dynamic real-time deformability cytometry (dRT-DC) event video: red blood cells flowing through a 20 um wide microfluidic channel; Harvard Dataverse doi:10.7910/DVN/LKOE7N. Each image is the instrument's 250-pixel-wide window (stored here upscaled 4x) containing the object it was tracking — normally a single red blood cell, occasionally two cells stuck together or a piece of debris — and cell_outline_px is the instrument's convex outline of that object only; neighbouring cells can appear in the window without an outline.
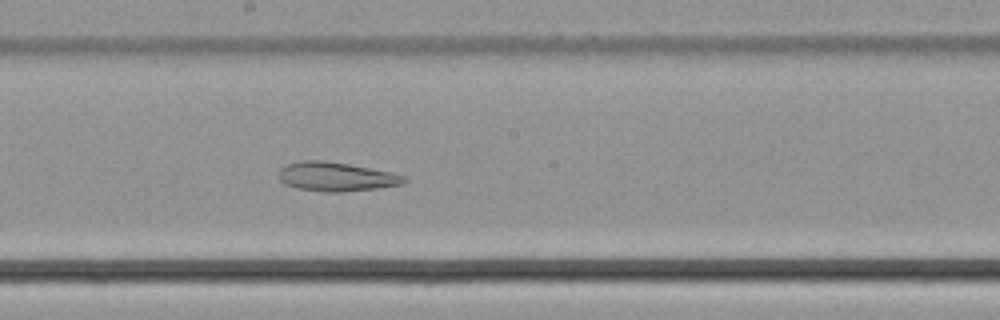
{"species": "common noctule bat (a hibernating species)", "species_latin": "Nyctalus noctula", "temperature_condition": "cold", "stored_images_in_passage": 50, "camera_frame_rate_fps": 3000, "um_per_image_px": 0.085, "animal": {"sex": "male", "body_mass_g": 21.5, "forearm_length_mm": 52.0}, "frame": {"image": 1, "passage_image": 27, "time_ms": 8.667, "image_size_px": [1000, 320], "cell_outline_px": [[408, 180], [404, 184], [376, 188], [344, 192], [324, 192], [296, 188], [284, 184], [280, 180], [280, 168], [288, 164], [300, 160], [320, 160], [348, 164], [392, 172], [408, 176]], "centroid_in_image_um": [28.61, 15.02], "position_along_channel_um": 219.6, "area_um2": 21.33}}
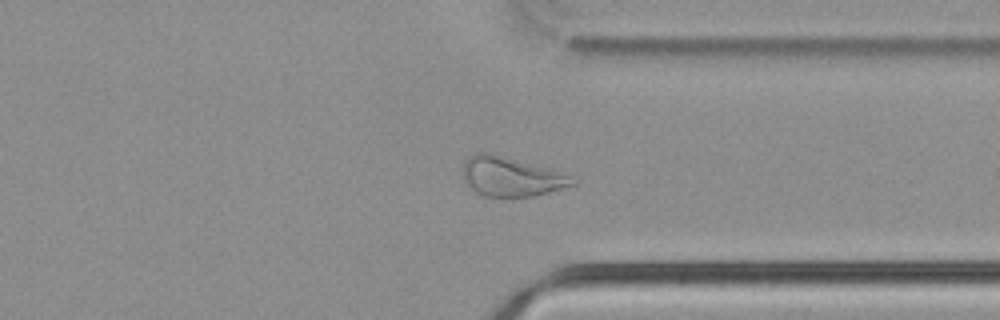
{"frame": {"image": 2, "passage_image": 38, "time_ms": 12.333, "image_size_px": [1000, 320], "cell_outline_px": [[576, 184], [548, 192], [532, 196], [512, 200], [500, 200], [480, 196], [472, 192], [464, 184], [464, 160], [468, 156], [476, 152], [484, 152], [552, 168], [576, 180]], "centroid_in_image_um": [43.37, 15.08], "position_along_channel_um": 368.0, "area_um2": 26.07}}
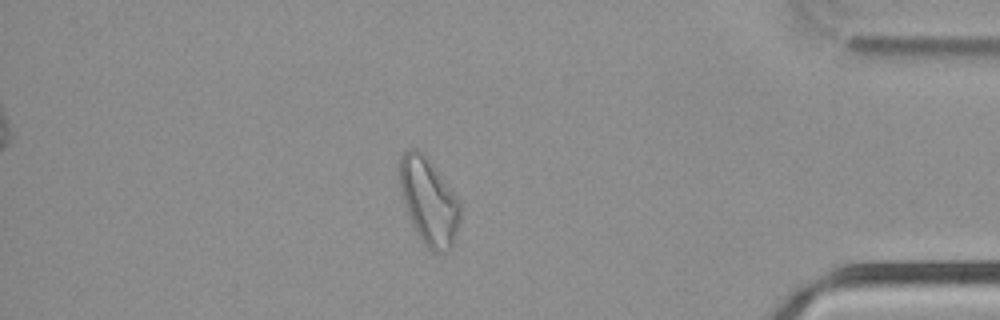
{"frame": {"image": 3, "passage_image": 43, "time_ms": 14.0, "image_size_px": [1000, 320], "cell_outline_px": [[460, 220], [452, 244], [448, 248], [440, 252], [432, 252], [424, 244], [416, 232], [408, 216], [400, 192], [396, 168], [400, 156], [408, 148], [416, 148], [428, 160], [460, 200]], "centroid_in_image_um": [36.39, 17.07], "position_along_channel_um": 398.8, "area_um2": 30.58}}